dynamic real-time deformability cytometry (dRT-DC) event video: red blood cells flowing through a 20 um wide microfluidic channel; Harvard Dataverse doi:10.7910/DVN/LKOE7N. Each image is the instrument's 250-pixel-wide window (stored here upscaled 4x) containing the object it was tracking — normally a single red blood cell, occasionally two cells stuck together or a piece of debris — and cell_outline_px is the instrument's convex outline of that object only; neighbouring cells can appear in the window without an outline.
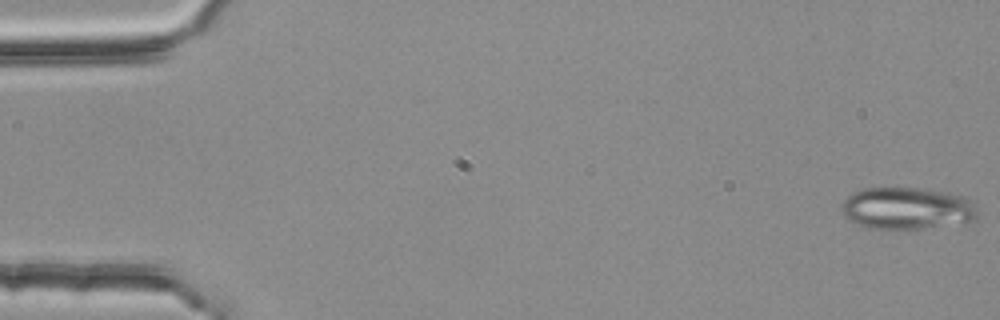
{"species": "common noctule bat (a hibernating species)", "species_latin": "Nyctalus noctula", "temperature_condition": "room temperature", "stored_images_in_passage": 4, "camera_frame_rate_fps": 3000, "um_per_image_px": 0.085, "animal": {"sex": "female", "body_mass_g": 25.1}, "frame": {"image": 1, "passage_image": 1, "time_ms": 0.0, "image_size_px": [1000, 320], "cell_outline_px": [[976, 220], [964, 224], [920, 228], [872, 228], [856, 224], [848, 220], [844, 216], [840, 208], [840, 204], [852, 192], [864, 188], [924, 188], [952, 192], [964, 196], [976, 208]], "centroid_in_image_um": [77.1, 17.7], "position_along_channel_um": 7.9, "area_um2": 33.64}}